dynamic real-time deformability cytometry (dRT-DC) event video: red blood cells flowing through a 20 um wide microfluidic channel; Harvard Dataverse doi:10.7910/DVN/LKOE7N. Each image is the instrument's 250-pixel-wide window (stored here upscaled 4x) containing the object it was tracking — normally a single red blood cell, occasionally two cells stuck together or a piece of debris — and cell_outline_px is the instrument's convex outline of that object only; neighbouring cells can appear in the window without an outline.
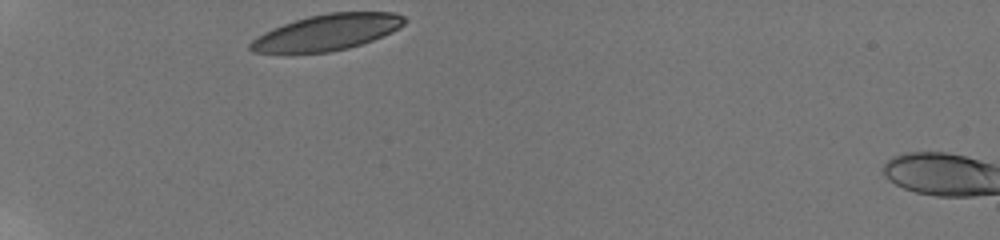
{"species": "human", "species_latin": "Homo sapiens", "temperature_condition": "room temperature", "stored_images_in_passage": 41, "camera_frame_rate_fps": 3000, "um_per_image_px": 0.085, "donor": {"sex": "male"}, "frame": {"image": 1, "passage_image": 1, "time_ms": 0.0, "image_size_px": [1000, 240], "cell_outline_px": [[408, 20], [404, 24], [392, 32], [372, 40], [348, 48], [328, 52], [252, 52], [248, 48], [248, 44], [256, 36], [272, 28], [308, 16], [328, 12], [392, 12], [404, 16]], "centroid_in_image_um": [27.8, 2.73], "position_along_channel_um": 57.2, "area_um2": 32.08}}
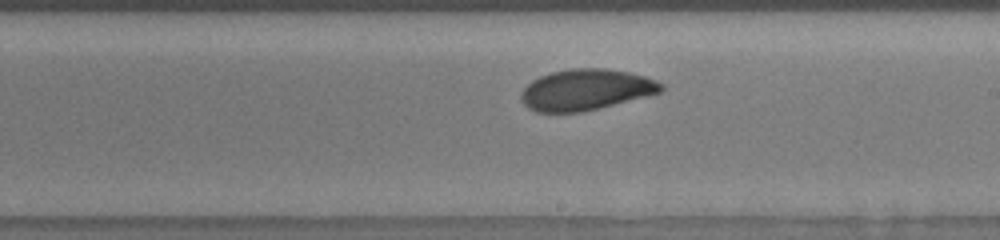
{"frame": {"image": 2, "passage_image": 22, "time_ms": 5.667, "image_size_px": [1000, 240], "cell_outline_px": [[664, 88], [660, 92], [580, 112], [536, 112], [528, 108], [520, 100], [520, 92], [532, 80], [540, 76], [552, 72], [572, 68], [604, 68], [628, 72], [644, 76], [656, 80], [664, 84]], "centroid_in_image_um": [49.75, 7.61], "position_along_channel_um": 239.2, "area_um2": 33.12}}
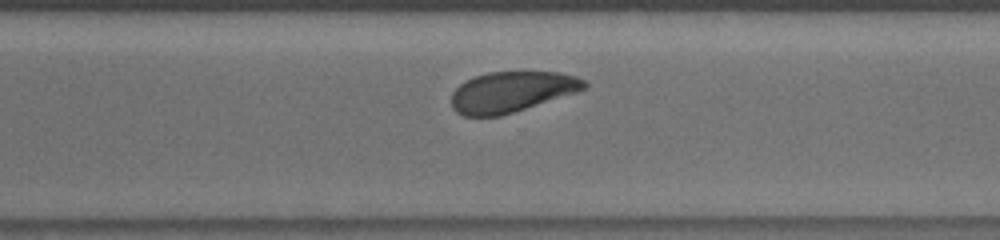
{"frame": {"image": 3, "passage_image": 31, "time_ms": 8.0, "image_size_px": [1000, 240], "cell_outline_px": [[588, 88], [576, 92], [500, 116], [464, 116], [456, 112], [452, 108], [452, 92], [460, 84], [476, 76], [488, 72], [520, 68], [560, 72], [576, 76], [584, 80], [588, 84]], "centroid_in_image_um": [43.52, 7.74], "position_along_channel_um": 327.1, "area_um2": 32.25}, "authors_computed_cell_mechanics": {"area_um2": 33.5818, "velocity_mm_per_s": 3.7623, "shape_relaxation_time_tau1_ms": 3.7394, "shape_relaxation_time_tau2_ms": 4.7984, "deformation_change_tau1": 0.1375, "deformation_change_tau2": 0.1054}}